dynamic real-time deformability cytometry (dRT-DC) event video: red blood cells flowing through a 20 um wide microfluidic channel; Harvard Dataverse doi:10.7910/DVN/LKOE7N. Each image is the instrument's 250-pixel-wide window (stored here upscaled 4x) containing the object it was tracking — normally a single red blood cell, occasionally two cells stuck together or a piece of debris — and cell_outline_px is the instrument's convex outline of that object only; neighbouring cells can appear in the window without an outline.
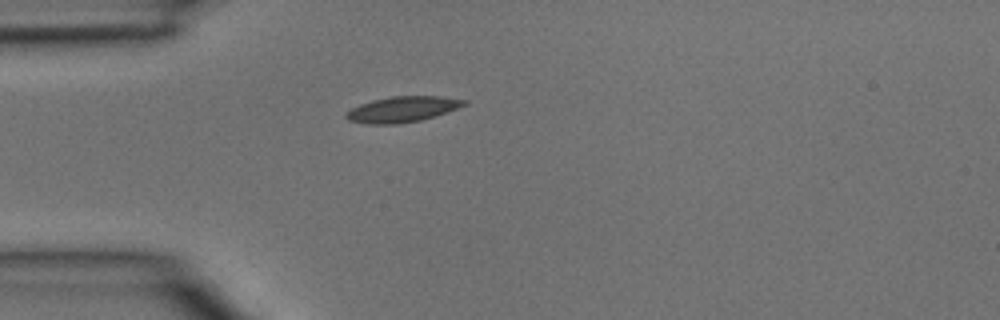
{"species": "common noctule bat (a hibernating species)", "species_latin": "Nyctalus noctula", "temperature_condition": "room temperature", "stored_images_in_passage": 1, "camera_frame_rate_fps": 3000, "um_per_image_px": 0.085, "animal": {"sex": "male", "body_mass_g": 15.6}, "frame": {"image": 1, "passage_image": 1, "time_ms": 0.0, "image_size_px": [1000, 320], "cell_outline_px": [[468, 104], [420, 120], [396, 124], [372, 124], [348, 120], [344, 116], [352, 108], [360, 104], [372, 100], [392, 96], [440, 96], [468, 100]], "centroid_in_image_um": [34.2, 9.28], "position_along_channel_um": 50.8, "area_um2": 17.34}}